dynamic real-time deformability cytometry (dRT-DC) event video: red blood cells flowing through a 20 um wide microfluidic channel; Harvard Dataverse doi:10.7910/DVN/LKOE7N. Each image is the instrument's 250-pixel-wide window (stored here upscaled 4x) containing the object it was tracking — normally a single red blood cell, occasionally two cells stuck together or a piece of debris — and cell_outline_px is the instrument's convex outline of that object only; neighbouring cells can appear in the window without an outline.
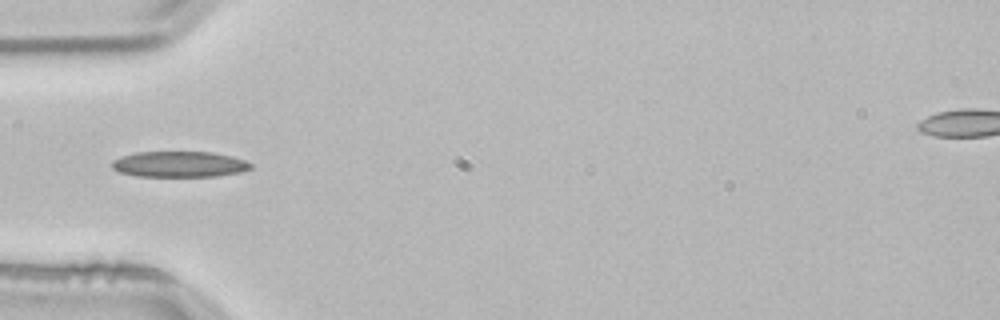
{"species": "common noctule bat (a hibernating species)", "species_latin": "Nyctalus noctula", "temperature_condition": "room temperature", "stored_images_in_passage": 37, "camera_frame_rate_fps": 3000, "um_per_image_px": 0.085, "animal": {"sex": "male", "body_mass_g": 21.5, "forearm_length_mm": 52.0}, "frame": {"image": 1, "passage_image": 1, "time_ms": 0.0, "image_size_px": [1000, 320], "cell_outline_px": [[252, 168], [240, 172], [216, 176], [136, 176], [120, 172], [112, 168], [112, 160], [120, 156], [136, 152], [212, 152], [232, 156], [244, 160], [252, 164]], "centroid_in_image_um": [15.23, 13.95], "position_along_channel_um": 69.8, "area_um2": 20.87}}
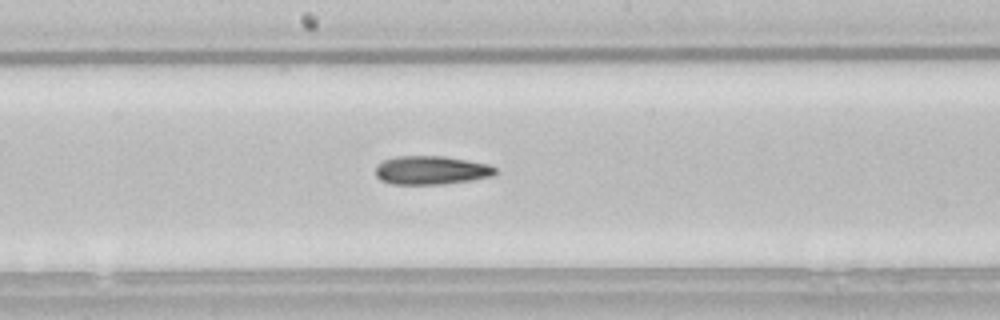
{"frame": {"image": 2, "passage_image": 12, "time_ms": 3.667, "image_size_px": [1000, 320], "cell_outline_px": [[496, 172], [492, 176], [472, 180], [444, 184], [392, 184], [380, 180], [376, 176], [376, 168], [384, 160], [400, 156], [444, 156], [468, 160], [488, 164], [496, 168]], "centroid_in_image_um": [36.67, 14.47], "position_along_channel_um": 211.5, "area_um2": 19.88}}
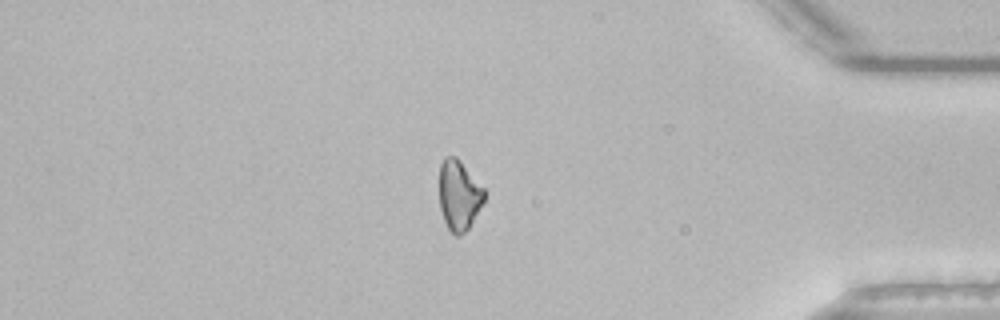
{"frame": {"image": 3, "passage_image": 29, "time_ms": 9.333, "image_size_px": [1000, 320], "cell_outline_px": [[484, 200], [468, 228], [460, 236], [456, 236], [448, 228], [444, 220], [440, 208], [440, 164], [444, 156], [456, 156], [460, 160], [484, 188]], "centroid_in_image_um": [39.0, 16.57], "position_along_channel_um": 396.2, "area_um2": 18.15}, "authors_computed_cell_mechanics": {"area_um2": 19.3052, "velocity_mm_per_s": 3.8419, "shape_relaxation_time_tau1_ms": 8.4072, "shape_relaxation_time_tau2_ms": null, "deformation_change_tau1": 0.1581, "deformation_change_tau2": null}}